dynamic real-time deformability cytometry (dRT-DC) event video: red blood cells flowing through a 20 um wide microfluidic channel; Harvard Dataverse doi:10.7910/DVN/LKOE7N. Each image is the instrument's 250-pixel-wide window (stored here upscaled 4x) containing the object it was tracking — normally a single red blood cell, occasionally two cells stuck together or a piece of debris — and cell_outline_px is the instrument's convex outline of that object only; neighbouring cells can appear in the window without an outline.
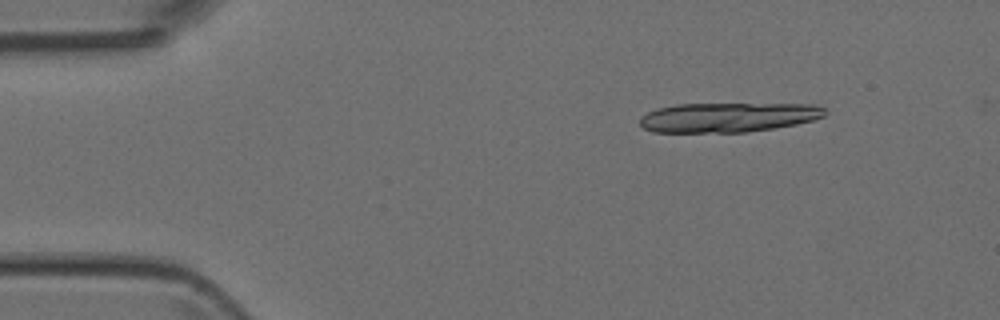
{"species": "Egyptian fruit bat (a non-hibernating species)", "species_latin": "Rousettus aegyptiacus", "temperature_condition": "room temperature", "stored_images_in_passage": 4, "segment_of_instrument_passage": [1, 2], "camera_frame_rate_fps": 3000, "um_per_image_px": 0.085, "animal": {"sex": "female"}, "frame": {"image": 1, "passage_image": 1, "time_ms": 0.0, "image_size_px": [1000, 320], "cell_outline_px": [[828, 112], [824, 116], [812, 120], [796, 124], [748, 132], [652, 132], [644, 128], [640, 124], [640, 116], [656, 108], [676, 104], [820, 104]], "centroid_in_image_um": [61.89, 9.96], "position_along_channel_um": 23.1, "area_um2": 32.02}}